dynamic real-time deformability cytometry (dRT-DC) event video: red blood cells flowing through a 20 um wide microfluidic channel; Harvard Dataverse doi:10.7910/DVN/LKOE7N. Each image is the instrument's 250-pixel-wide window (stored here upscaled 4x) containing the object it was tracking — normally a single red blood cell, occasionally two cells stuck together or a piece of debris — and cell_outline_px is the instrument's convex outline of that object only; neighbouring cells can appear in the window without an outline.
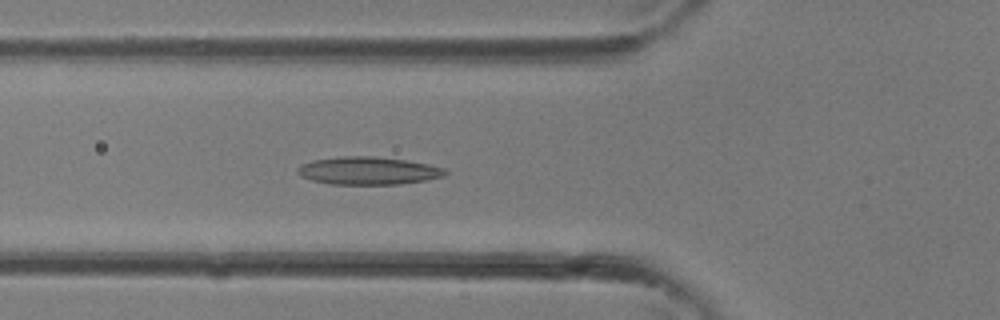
{"species": "common noctule bat (a hibernating species)", "species_latin": "Nyctalus noctula", "temperature_condition": "room temperature", "stored_images_in_passage": 34, "camera_frame_rate_fps": 3000, "um_per_image_px": 0.085, "animal": {"sex": "female"}, "frame": {"image": 1, "passage_image": 12, "time_ms": 3.667, "image_size_px": [1000, 320], "cell_outline_px": [[448, 172], [444, 176], [424, 180], [400, 184], [328, 184], [312, 180], [300, 176], [296, 172], [296, 168], [300, 164], [312, 160], [340, 156], [372, 156], [404, 160], [428, 164], [444, 168]], "centroid_in_image_um": [31.24, 14.51], "position_along_channel_um": 94.6, "area_um2": 23.93}}
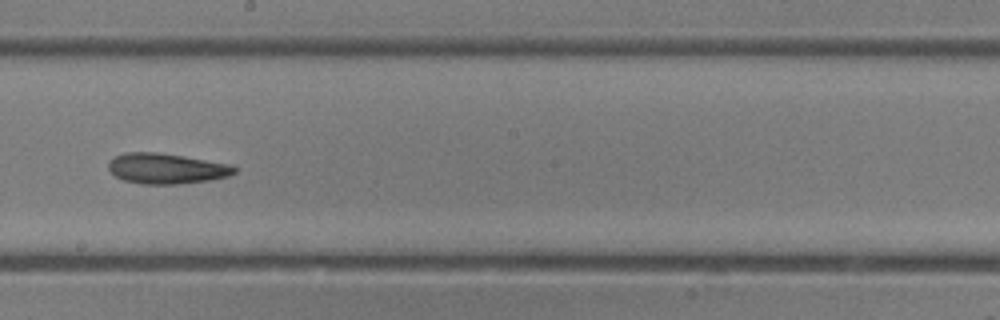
{"frame": {"image": 2, "passage_image": 19, "time_ms": 6.0, "image_size_px": [1000, 320], "cell_outline_px": [[236, 172], [228, 176], [212, 180], [176, 184], [140, 184], [124, 180], [116, 176], [108, 168], [108, 160], [124, 152], [156, 152], [184, 156], [232, 164], [236, 168]], "centroid_in_image_um": [14.15, 14.32], "position_along_channel_um": 234.0, "area_um2": 22.48}}
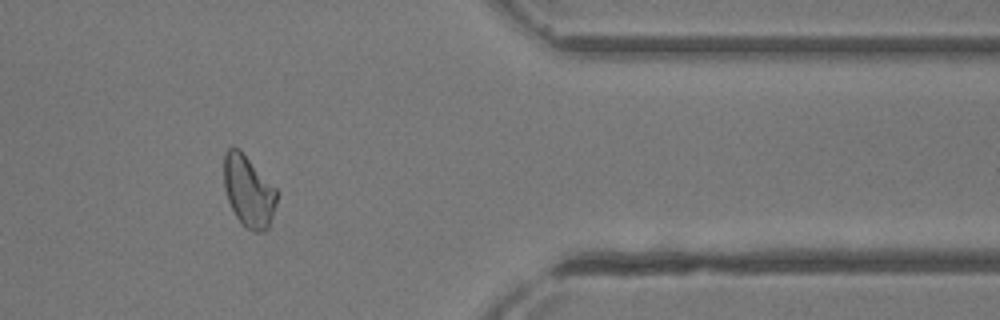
{"frame": {"image": 3, "passage_image": 28, "time_ms": 9.0, "image_size_px": [1000, 320], "cell_outline_px": [[276, 204], [268, 228], [264, 232], [256, 232], [248, 228], [236, 216], [228, 200], [224, 188], [224, 152], [228, 148], [240, 148], [276, 188]], "centroid_in_image_um": [21.12, 16.22], "position_along_channel_um": 390.3, "area_um2": 21.85}}